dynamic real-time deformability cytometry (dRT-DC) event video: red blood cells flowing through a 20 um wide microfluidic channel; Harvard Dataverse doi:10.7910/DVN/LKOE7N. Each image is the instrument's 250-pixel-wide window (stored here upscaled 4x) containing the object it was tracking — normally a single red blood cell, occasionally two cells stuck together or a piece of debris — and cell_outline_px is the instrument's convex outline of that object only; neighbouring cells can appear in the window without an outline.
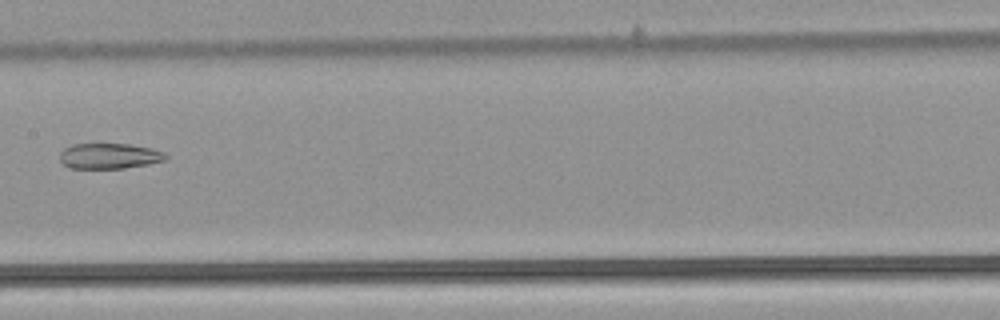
{"species": "common noctule bat (a hibernating species)", "species_latin": "Nyctalus noctula", "temperature_condition": "warm", "stored_images_in_passage": 7, "segment_of_instrument_passage": [2, 2], "camera_frame_rate_fps": 3000, "um_per_image_px": 0.085, "animal": {"sex": "male", "body_mass_g": 21.5, "forearm_length_mm": 52.0}, "frame": {"image": 1, "passage_image": 7, "time_ms": 2.0, "image_size_px": [1000, 320], "cell_outline_px": [[168, 156], [164, 160], [148, 164], [124, 168], [72, 168], [64, 164], [60, 160], [60, 152], [64, 148], [72, 144], [128, 144], [152, 148], [164, 152]], "centroid_in_image_um": [9.29, 13.25], "position_along_channel_um": 198.1, "area_um2": 15.66}}